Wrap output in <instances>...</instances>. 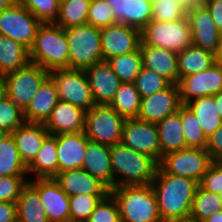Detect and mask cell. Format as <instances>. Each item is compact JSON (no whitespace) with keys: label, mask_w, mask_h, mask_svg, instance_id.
<instances>
[{"label":"cell","mask_w":222,"mask_h":222,"mask_svg":"<svg viewBox=\"0 0 222 222\" xmlns=\"http://www.w3.org/2000/svg\"><path fill=\"white\" fill-rule=\"evenodd\" d=\"M198 183L194 180L167 174L159 165L151 183L162 222L190 215Z\"/></svg>","instance_id":"6da1fadb"},{"label":"cell","mask_w":222,"mask_h":222,"mask_svg":"<svg viewBox=\"0 0 222 222\" xmlns=\"http://www.w3.org/2000/svg\"><path fill=\"white\" fill-rule=\"evenodd\" d=\"M110 160L113 188L149 185L154 180L159 165L152 157L139 153L121 142L110 146Z\"/></svg>","instance_id":"7a4b0ae2"},{"label":"cell","mask_w":222,"mask_h":222,"mask_svg":"<svg viewBox=\"0 0 222 222\" xmlns=\"http://www.w3.org/2000/svg\"><path fill=\"white\" fill-rule=\"evenodd\" d=\"M30 61L48 72L69 69V49L64 28L54 23H41L30 49Z\"/></svg>","instance_id":"3957f363"},{"label":"cell","mask_w":222,"mask_h":222,"mask_svg":"<svg viewBox=\"0 0 222 222\" xmlns=\"http://www.w3.org/2000/svg\"><path fill=\"white\" fill-rule=\"evenodd\" d=\"M110 194L118 204L121 222H162L151 184L118 186Z\"/></svg>","instance_id":"277c9868"},{"label":"cell","mask_w":222,"mask_h":222,"mask_svg":"<svg viewBox=\"0 0 222 222\" xmlns=\"http://www.w3.org/2000/svg\"><path fill=\"white\" fill-rule=\"evenodd\" d=\"M64 31L69 49V69H85L103 61L99 28L83 24Z\"/></svg>","instance_id":"5b68a950"},{"label":"cell","mask_w":222,"mask_h":222,"mask_svg":"<svg viewBox=\"0 0 222 222\" xmlns=\"http://www.w3.org/2000/svg\"><path fill=\"white\" fill-rule=\"evenodd\" d=\"M191 44L192 36L188 17L166 22L151 20L141 30L140 45H151L178 53Z\"/></svg>","instance_id":"8992f818"},{"label":"cell","mask_w":222,"mask_h":222,"mask_svg":"<svg viewBox=\"0 0 222 222\" xmlns=\"http://www.w3.org/2000/svg\"><path fill=\"white\" fill-rule=\"evenodd\" d=\"M125 120L109 105L95 104L86 111L84 134L96 143L108 146L120 143Z\"/></svg>","instance_id":"52a82bcc"},{"label":"cell","mask_w":222,"mask_h":222,"mask_svg":"<svg viewBox=\"0 0 222 222\" xmlns=\"http://www.w3.org/2000/svg\"><path fill=\"white\" fill-rule=\"evenodd\" d=\"M59 100L78 106L85 111L94 105L93 95L84 69H57L49 72Z\"/></svg>","instance_id":"ba28073f"},{"label":"cell","mask_w":222,"mask_h":222,"mask_svg":"<svg viewBox=\"0 0 222 222\" xmlns=\"http://www.w3.org/2000/svg\"><path fill=\"white\" fill-rule=\"evenodd\" d=\"M212 161L206 149L188 147L164 155L159 166L167 174L187 177L199 184L203 175L211 167Z\"/></svg>","instance_id":"9c48e42d"},{"label":"cell","mask_w":222,"mask_h":222,"mask_svg":"<svg viewBox=\"0 0 222 222\" xmlns=\"http://www.w3.org/2000/svg\"><path fill=\"white\" fill-rule=\"evenodd\" d=\"M40 25L41 22L18 1L0 10V34L12 38L29 50L34 44Z\"/></svg>","instance_id":"30bf717a"},{"label":"cell","mask_w":222,"mask_h":222,"mask_svg":"<svg viewBox=\"0 0 222 222\" xmlns=\"http://www.w3.org/2000/svg\"><path fill=\"white\" fill-rule=\"evenodd\" d=\"M48 77L47 70L30 62L23 68L5 74L7 96L24 111Z\"/></svg>","instance_id":"8fae6325"},{"label":"cell","mask_w":222,"mask_h":222,"mask_svg":"<svg viewBox=\"0 0 222 222\" xmlns=\"http://www.w3.org/2000/svg\"><path fill=\"white\" fill-rule=\"evenodd\" d=\"M121 143L152 157L158 164L161 160V146L155 123L138 118L126 119L123 124Z\"/></svg>","instance_id":"7c38bea8"},{"label":"cell","mask_w":222,"mask_h":222,"mask_svg":"<svg viewBox=\"0 0 222 222\" xmlns=\"http://www.w3.org/2000/svg\"><path fill=\"white\" fill-rule=\"evenodd\" d=\"M192 45L218 55L222 46V34L215 26L211 14L204 4L187 8Z\"/></svg>","instance_id":"4fadbf2b"},{"label":"cell","mask_w":222,"mask_h":222,"mask_svg":"<svg viewBox=\"0 0 222 222\" xmlns=\"http://www.w3.org/2000/svg\"><path fill=\"white\" fill-rule=\"evenodd\" d=\"M177 85L182 105L195 98L215 95L222 91V66L216 62L202 72L179 78Z\"/></svg>","instance_id":"5bb4252c"},{"label":"cell","mask_w":222,"mask_h":222,"mask_svg":"<svg viewBox=\"0 0 222 222\" xmlns=\"http://www.w3.org/2000/svg\"><path fill=\"white\" fill-rule=\"evenodd\" d=\"M103 61L136 51L141 43V31L117 23L100 29Z\"/></svg>","instance_id":"9a60e30c"},{"label":"cell","mask_w":222,"mask_h":222,"mask_svg":"<svg viewBox=\"0 0 222 222\" xmlns=\"http://www.w3.org/2000/svg\"><path fill=\"white\" fill-rule=\"evenodd\" d=\"M28 183L38 192L48 222H61L70 217L69 196L53 178L29 179Z\"/></svg>","instance_id":"2e32d148"},{"label":"cell","mask_w":222,"mask_h":222,"mask_svg":"<svg viewBox=\"0 0 222 222\" xmlns=\"http://www.w3.org/2000/svg\"><path fill=\"white\" fill-rule=\"evenodd\" d=\"M181 106L178 85L170 84L162 91L141 98L140 109L136 118L157 123L167 115L177 112Z\"/></svg>","instance_id":"e0dca14e"},{"label":"cell","mask_w":222,"mask_h":222,"mask_svg":"<svg viewBox=\"0 0 222 222\" xmlns=\"http://www.w3.org/2000/svg\"><path fill=\"white\" fill-rule=\"evenodd\" d=\"M53 179L69 197L84 194H110V188L104 182L92 176L82 168L58 172Z\"/></svg>","instance_id":"ac0fdd59"},{"label":"cell","mask_w":222,"mask_h":222,"mask_svg":"<svg viewBox=\"0 0 222 222\" xmlns=\"http://www.w3.org/2000/svg\"><path fill=\"white\" fill-rule=\"evenodd\" d=\"M95 104L108 105L121 84L107 61H101L84 69Z\"/></svg>","instance_id":"d6986e66"},{"label":"cell","mask_w":222,"mask_h":222,"mask_svg":"<svg viewBox=\"0 0 222 222\" xmlns=\"http://www.w3.org/2000/svg\"><path fill=\"white\" fill-rule=\"evenodd\" d=\"M86 111L68 102L58 100L44 123L50 135L84 131Z\"/></svg>","instance_id":"ffe728a7"},{"label":"cell","mask_w":222,"mask_h":222,"mask_svg":"<svg viewBox=\"0 0 222 222\" xmlns=\"http://www.w3.org/2000/svg\"><path fill=\"white\" fill-rule=\"evenodd\" d=\"M54 136L57 139L58 172L82 168L90 141L84 131Z\"/></svg>","instance_id":"44dd1931"},{"label":"cell","mask_w":222,"mask_h":222,"mask_svg":"<svg viewBox=\"0 0 222 222\" xmlns=\"http://www.w3.org/2000/svg\"><path fill=\"white\" fill-rule=\"evenodd\" d=\"M113 9L114 19L138 30L152 20V0H106Z\"/></svg>","instance_id":"7402d4cb"},{"label":"cell","mask_w":222,"mask_h":222,"mask_svg":"<svg viewBox=\"0 0 222 222\" xmlns=\"http://www.w3.org/2000/svg\"><path fill=\"white\" fill-rule=\"evenodd\" d=\"M143 67L153 70L171 84L179 81L177 53L151 45H140Z\"/></svg>","instance_id":"603a6c76"},{"label":"cell","mask_w":222,"mask_h":222,"mask_svg":"<svg viewBox=\"0 0 222 222\" xmlns=\"http://www.w3.org/2000/svg\"><path fill=\"white\" fill-rule=\"evenodd\" d=\"M11 135L16 142L20 158L27 167L33 161L49 132L42 123L25 122L14 130Z\"/></svg>","instance_id":"cb8c5ba5"},{"label":"cell","mask_w":222,"mask_h":222,"mask_svg":"<svg viewBox=\"0 0 222 222\" xmlns=\"http://www.w3.org/2000/svg\"><path fill=\"white\" fill-rule=\"evenodd\" d=\"M59 98L53 80L48 77L38 88L31 102L24 110V118L29 123H42L51 115Z\"/></svg>","instance_id":"d4e9b609"},{"label":"cell","mask_w":222,"mask_h":222,"mask_svg":"<svg viewBox=\"0 0 222 222\" xmlns=\"http://www.w3.org/2000/svg\"><path fill=\"white\" fill-rule=\"evenodd\" d=\"M82 169L113 188V171L110 160V146L89 141Z\"/></svg>","instance_id":"484cf974"},{"label":"cell","mask_w":222,"mask_h":222,"mask_svg":"<svg viewBox=\"0 0 222 222\" xmlns=\"http://www.w3.org/2000/svg\"><path fill=\"white\" fill-rule=\"evenodd\" d=\"M161 146V159L164 155L188 148L185 143L180 108L155 123Z\"/></svg>","instance_id":"4316f807"},{"label":"cell","mask_w":222,"mask_h":222,"mask_svg":"<svg viewBox=\"0 0 222 222\" xmlns=\"http://www.w3.org/2000/svg\"><path fill=\"white\" fill-rule=\"evenodd\" d=\"M28 174L35 178H53L58 173L57 139L48 135L33 161L27 166Z\"/></svg>","instance_id":"83f0119b"},{"label":"cell","mask_w":222,"mask_h":222,"mask_svg":"<svg viewBox=\"0 0 222 222\" xmlns=\"http://www.w3.org/2000/svg\"><path fill=\"white\" fill-rule=\"evenodd\" d=\"M179 78L202 72L217 62L216 55L194 45L177 53Z\"/></svg>","instance_id":"f1b7e54d"},{"label":"cell","mask_w":222,"mask_h":222,"mask_svg":"<svg viewBox=\"0 0 222 222\" xmlns=\"http://www.w3.org/2000/svg\"><path fill=\"white\" fill-rule=\"evenodd\" d=\"M30 61V50L17 41L0 34V74L25 67Z\"/></svg>","instance_id":"f546056e"},{"label":"cell","mask_w":222,"mask_h":222,"mask_svg":"<svg viewBox=\"0 0 222 222\" xmlns=\"http://www.w3.org/2000/svg\"><path fill=\"white\" fill-rule=\"evenodd\" d=\"M17 222H48L38 192L27 182L16 201Z\"/></svg>","instance_id":"4dcf8cb0"},{"label":"cell","mask_w":222,"mask_h":222,"mask_svg":"<svg viewBox=\"0 0 222 222\" xmlns=\"http://www.w3.org/2000/svg\"><path fill=\"white\" fill-rule=\"evenodd\" d=\"M185 105L195 114L207 138L221 126L222 118L217 113L214 95L195 98Z\"/></svg>","instance_id":"1f68e13d"},{"label":"cell","mask_w":222,"mask_h":222,"mask_svg":"<svg viewBox=\"0 0 222 222\" xmlns=\"http://www.w3.org/2000/svg\"><path fill=\"white\" fill-rule=\"evenodd\" d=\"M141 96L133 82H121L116 94L108 104L125 119L136 118L140 109Z\"/></svg>","instance_id":"d6a6232c"},{"label":"cell","mask_w":222,"mask_h":222,"mask_svg":"<svg viewBox=\"0 0 222 222\" xmlns=\"http://www.w3.org/2000/svg\"><path fill=\"white\" fill-rule=\"evenodd\" d=\"M27 174V167L20 158L16 142L9 134L0 142V177L28 176Z\"/></svg>","instance_id":"836d02e7"},{"label":"cell","mask_w":222,"mask_h":222,"mask_svg":"<svg viewBox=\"0 0 222 222\" xmlns=\"http://www.w3.org/2000/svg\"><path fill=\"white\" fill-rule=\"evenodd\" d=\"M91 0H66L59 4V14L54 24L66 29L87 24Z\"/></svg>","instance_id":"e575fe53"},{"label":"cell","mask_w":222,"mask_h":222,"mask_svg":"<svg viewBox=\"0 0 222 222\" xmlns=\"http://www.w3.org/2000/svg\"><path fill=\"white\" fill-rule=\"evenodd\" d=\"M107 62L121 82H134L143 67L140 47L136 51L110 58Z\"/></svg>","instance_id":"d590c367"},{"label":"cell","mask_w":222,"mask_h":222,"mask_svg":"<svg viewBox=\"0 0 222 222\" xmlns=\"http://www.w3.org/2000/svg\"><path fill=\"white\" fill-rule=\"evenodd\" d=\"M221 210L219 195L203 189L199 184L196 188L190 215L204 222L215 212Z\"/></svg>","instance_id":"8d00e7d4"},{"label":"cell","mask_w":222,"mask_h":222,"mask_svg":"<svg viewBox=\"0 0 222 222\" xmlns=\"http://www.w3.org/2000/svg\"><path fill=\"white\" fill-rule=\"evenodd\" d=\"M180 118L186 146L205 149L208 138L198 124L195 114L186 105L180 107Z\"/></svg>","instance_id":"74e56055"},{"label":"cell","mask_w":222,"mask_h":222,"mask_svg":"<svg viewBox=\"0 0 222 222\" xmlns=\"http://www.w3.org/2000/svg\"><path fill=\"white\" fill-rule=\"evenodd\" d=\"M133 83L141 98L148 97L156 92L162 91L171 84L163 76L145 67H142Z\"/></svg>","instance_id":"f35d334b"},{"label":"cell","mask_w":222,"mask_h":222,"mask_svg":"<svg viewBox=\"0 0 222 222\" xmlns=\"http://www.w3.org/2000/svg\"><path fill=\"white\" fill-rule=\"evenodd\" d=\"M108 195H75L69 197L70 217L69 219L79 222H87L90 214L99 202Z\"/></svg>","instance_id":"ab89813d"},{"label":"cell","mask_w":222,"mask_h":222,"mask_svg":"<svg viewBox=\"0 0 222 222\" xmlns=\"http://www.w3.org/2000/svg\"><path fill=\"white\" fill-rule=\"evenodd\" d=\"M187 17V8L175 0H152V20L166 22Z\"/></svg>","instance_id":"60d3db41"},{"label":"cell","mask_w":222,"mask_h":222,"mask_svg":"<svg viewBox=\"0 0 222 222\" xmlns=\"http://www.w3.org/2000/svg\"><path fill=\"white\" fill-rule=\"evenodd\" d=\"M24 111L8 96L0 101V128L11 134L25 123Z\"/></svg>","instance_id":"b9f144b4"},{"label":"cell","mask_w":222,"mask_h":222,"mask_svg":"<svg viewBox=\"0 0 222 222\" xmlns=\"http://www.w3.org/2000/svg\"><path fill=\"white\" fill-rule=\"evenodd\" d=\"M28 9L41 23H54L59 14L57 0H17Z\"/></svg>","instance_id":"7bdbcfd3"},{"label":"cell","mask_w":222,"mask_h":222,"mask_svg":"<svg viewBox=\"0 0 222 222\" xmlns=\"http://www.w3.org/2000/svg\"><path fill=\"white\" fill-rule=\"evenodd\" d=\"M87 24L99 29L117 24L114 19L113 9L106 0H91Z\"/></svg>","instance_id":"ee69618b"},{"label":"cell","mask_w":222,"mask_h":222,"mask_svg":"<svg viewBox=\"0 0 222 222\" xmlns=\"http://www.w3.org/2000/svg\"><path fill=\"white\" fill-rule=\"evenodd\" d=\"M87 222H121L118 204L111 194L99 202Z\"/></svg>","instance_id":"f6af8a7d"},{"label":"cell","mask_w":222,"mask_h":222,"mask_svg":"<svg viewBox=\"0 0 222 222\" xmlns=\"http://www.w3.org/2000/svg\"><path fill=\"white\" fill-rule=\"evenodd\" d=\"M28 178V176L0 177V202L16 203L18 197L20 196L21 189L28 182Z\"/></svg>","instance_id":"bcb514c9"},{"label":"cell","mask_w":222,"mask_h":222,"mask_svg":"<svg viewBox=\"0 0 222 222\" xmlns=\"http://www.w3.org/2000/svg\"><path fill=\"white\" fill-rule=\"evenodd\" d=\"M199 185L217 195L222 194V160H213L211 167L203 175Z\"/></svg>","instance_id":"7dc6e473"},{"label":"cell","mask_w":222,"mask_h":222,"mask_svg":"<svg viewBox=\"0 0 222 222\" xmlns=\"http://www.w3.org/2000/svg\"><path fill=\"white\" fill-rule=\"evenodd\" d=\"M205 149L211 155L213 160H222V124L208 138L207 146Z\"/></svg>","instance_id":"c3c4849f"},{"label":"cell","mask_w":222,"mask_h":222,"mask_svg":"<svg viewBox=\"0 0 222 222\" xmlns=\"http://www.w3.org/2000/svg\"><path fill=\"white\" fill-rule=\"evenodd\" d=\"M203 4L209 10L215 26L222 34V0H205Z\"/></svg>","instance_id":"681fc988"},{"label":"cell","mask_w":222,"mask_h":222,"mask_svg":"<svg viewBox=\"0 0 222 222\" xmlns=\"http://www.w3.org/2000/svg\"><path fill=\"white\" fill-rule=\"evenodd\" d=\"M0 222H17L15 202H0Z\"/></svg>","instance_id":"f907efd6"},{"label":"cell","mask_w":222,"mask_h":222,"mask_svg":"<svg viewBox=\"0 0 222 222\" xmlns=\"http://www.w3.org/2000/svg\"><path fill=\"white\" fill-rule=\"evenodd\" d=\"M7 97V83L5 75L0 74V101Z\"/></svg>","instance_id":"816d5d0a"},{"label":"cell","mask_w":222,"mask_h":222,"mask_svg":"<svg viewBox=\"0 0 222 222\" xmlns=\"http://www.w3.org/2000/svg\"><path fill=\"white\" fill-rule=\"evenodd\" d=\"M214 100L217 108V113L222 118V91L214 95Z\"/></svg>","instance_id":"f5cc1de1"},{"label":"cell","mask_w":222,"mask_h":222,"mask_svg":"<svg viewBox=\"0 0 222 222\" xmlns=\"http://www.w3.org/2000/svg\"><path fill=\"white\" fill-rule=\"evenodd\" d=\"M175 1H180L186 8H190L203 4L205 0H175Z\"/></svg>","instance_id":"db71d44e"},{"label":"cell","mask_w":222,"mask_h":222,"mask_svg":"<svg viewBox=\"0 0 222 222\" xmlns=\"http://www.w3.org/2000/svg\"><path fill=\"white\" fill-rule=\"evenodd\" d=\"M204 222H222V210L215 212L210 218Z\"/></svg>","instance_id":"11a10c76"},{"label":"cell","mask_w":222,"mask_h":222,"mask_svg":"<svg viewBox=\"0 0 222 222\" xmlns=\"http://www.w3.org/2000/svg\"><path fill=\"white\" fill-rule=\"evenodd\" d=\"M170 222H200V221L196 219L195 217L188 215L186 217L178 218Z\"/></svg>","instance_id":"9f6ffc18"},{"label":"cell","mask_w":222,"mask_h":222,"mask_svg":"<svg viewBox=\"0 0 222 222\" xmlns=\"http://www.w3.org/2000/svg\"><path fill=\"white\" fill-rule=\"evenodd\" d=\"M15 2H17V0H0V10L12 6Z\"/></svg>","instance_id":"6f0895ef"},{"label":"cell","mask_w":222,"mask_h":222,"mask_svg":"<svg viewBox=\"0 0 222 222\" xmlns=\"http://www.w3.org/2000/svg\"><path fill=\"white\" fill-rule=\"evenodd\" d=\"M8 135V132L0 128V142L3 141Z\"/></svg>","instance_id":"680465c9"},{"label":"cell","mask_w":222,"mask_h":222,"mask_svg":"<svg viewBox=\"0 0 222 222\" xmlns=\"http://www.w3.org/2000/svg\"><path fill=\"white\" fill-rule=\"evenodd\" d=\"M216 59H217V62L222 66V46L218 55L216 56Z\"/></svg>","instance_id":"91938a15"},{"label":"cell","mask_w":222,"mask_h":222,"mask_svg":"<svg viewBox=\"0 0 222 222\" xmlns=\"http://www.w3.org/2000/svg\"><path fill=\"white\" fill-rule=\"evenodd\" d=\"M61 222H79V221H76V220H72V219H67V220H63Z\"/></svg>","instance_id":"94428289"},{"label":"cell","mask_w":222,"mask_h":222,"mask_svg":"<svg viewBox=\"0 0 222 222\" xmlns=\"http://www.w3.org/2000/svg\"><path fill=\"white\" fill-rule=\"evenodd\" d=\"M219 198H220V200H221V210H222V194L219 195Z\"/></svg>","instance_id":"6125c7cd"},{"label":"cell","mask_w":222,"mask_h":222,"mask_svg":"<svg viewBox=\"0 0 222 222\" xmlns=\"http://www.w3.org/2000/svg\"><path fill=\"white\" fill-rule=\"evenodd\" d=\"M58 2H59V4L61 3V2H63V1H66V0H57Z\"/></svg>","instance_id":"be15d7a7"}]
</instances>
